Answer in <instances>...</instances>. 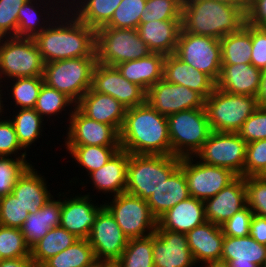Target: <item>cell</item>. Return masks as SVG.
Masks as SVG:
<instances>
[{"mask_svg": "<svg viewBox=\"0 0 266 267\" xmlns=\"http://www.w3.org/2000/svg\"><path fill=\"white\" fill-rule=\"evenodd\" d=\"M64 11L33 38L44 63L96 56V30L81 22L67 7Z\"/></svg>", "mask_w": 266, "mask_h": 267, "instance_id": "1", "label": "cell"}, {"mask_svg": "<svg viewBox=\"0 0 266 267\" xmlns=\"http://www.w3.org/2000/svg\"><path fill=\"white\" fill-rule=\"evenodd\" d=\"M120 146L130 154L171 155L167 117L146 102L127 108Z\"/></svg>", "mask_w": 266, "mask_h": 267, "instance_id": "2", "label": "cell"}, {"mask_svg": "<svg viewBox=\"0 0 266 267\" xmlns=\"http://www.w3.org/2000/svg\"><path fill=\"white\" fill-rule=\"evenodd\" d=\"M246 11L216 0H183L181 27L186 33L220 40L245 25Z\"/></svg>", "mask_w": 266, "mask_h": 267, "instance_id": "3", "label": "cell"}, {"mask_svg": "<svg viewBox=\"0 0 266 267\" xmlns=\"http://www.w3.org/2000/svg\"><path fill=\"white\" fill-rule=\"evenodd\" d=\"M181 158L174 155L130 154L126 191L147 200L179 167Z\"/></svg>", "mask_w": 266, "mask_h": 267, "instance_id": "4", "label": "cell"}, {"mask_svg": "<svg viewBox=\"0 0 266 267\" xmlns=\"http://www.w3.org/2000/svg\"><path fill=\"white\" fill-rule=\"evenodd\" d=\"M257 97L231 94L215 87L204 108L212 131L237 133L258 108Z\"/></svg>", "mask_w": 266, "mask_h": 267, "instance_id": "5", "label": "cell"}, {"mask_svg": "<svg viewBox=\"0 0 266 267\" xmlns=\"http://www.w3.org/2000/svg\"><path fill=\"white\" fill-rule=\"evenodd\" d=\"M96 63V56L44 63V83L77 103L92 86V73Z\"/></svg>", "mask_w": 266, "mask_h": 267, "instance_id": "6", "label": "cell"}, {"mask_svg": "<svg viewBox=\"0 0 266 267\" xmlns=\"http://www.w3.org/2000/svg\"><path fill=\"white\" fill-rule=\"evenodd\" d=\"M171 155L195 156L212 132L205 108L189 109L167 117Z\"/></svg>", "mask_w": 266, "mask_h": 267, "instance_id": "7", "label": "cell"}, {"mask_svg": "<svg viewBox=\"0 0 266 267\" xmlns=\"http://www.w3.org/2000/svg\"><path fill=\"white\" fill-rule=\"evenodd\" d=\"M95 52L98 63L114 67L152 53L137 29L112 27H100L96 30Z\"/></svg>", "mask_w": 266, "mask_h": 267, "instance_id": "8", "label": "cell"}, {"mask_svg": "<svg viewBox=\"0 0 266 267\" xmlns=\"http://www.w3.org/2000/svg\"><path fill=\"white\" fill-rule=\"evenodd\" d=\"M44 62L33 38H0V80L43 76ZM2 76V77H1ZM3 78V79H2Z\"/></svg>", "mask_w": 266, "mask_h": 267, "instance_id": "9", "label": "cell"}, {"mask_svg": "<svg viewBox=\"0 0 266 267\" xmlns=\"http://www.w3.org/2000/svg\"><path fill=\"white\" fill-rule=\"evenodd\" d=\"M104 203V207L112 214L128 239L155 233L157 219L151 213L146 200L124 192L113 196L110 203Z\"/></svg>", "mask_w": 266, "mask_h": 267, "instance_id": "10", "label": "cell"}, {"mask_svg": "<svg viewBox=\"0 0 266 267\" xmlns=\"http://www.w3.org/2000/svg\"><path fill=\"white\" fill-rule=\"evenodd\" d=\"M175 55L187 65L208 75L215 83L219 79L222 66L220 40L189 34L181 28Z\"/></svg>", "mask_w": 266, "mask_h": 267, "instance_id": "11", "label": "cell"}, {"mask_svg": "<svg viewBox=\"0 0 266 267\" xmlns=\"http://www.w3.org/2000/svg\"><path fill=\"white\" fill-rule=\"evenodd\" d=\"M246 145L238 133L212 131L195 158L204 164L228 168L244 177Z\"/></svg>", "mask_w": 266, "mask_h": 267, "instance_id": "12", "label": "cell"}, {"mask_svg": "<svg viewBox=\"0 0 266 267\" xmlns=\"http://www.w3.org/2000/svg\"><path fill=\"white\" fill-rule=\"evenodd\" d=\"M193 157L195 156L181 157L180 162L191 197L205 201L238 177L228 168L204 164L199 160L194 162L196 160Z\"/></svg>", "mask_w": 266, "mask_h": 267, "instance_id": "13", "label": "cell"}, {"mask_svg": "<svg viewBox=\"0 0 266 267\" xmlns=\"http://www.w3.org/2000/svg\"><path fill=\"white\" fill-rule=\"evenodd\" d=\"M87 239L96 260L110 264H115L120 259L128 242V238L105 207L97 214Z\"/></svg>", "mask_w": 266, "mask_h": 267, "instance_id": "14", "label": "cell"}, {"mask_svg": "<svg viewBox=\"0 0 266 267\" xmlns=\"http://www.w3.org/2000/svg\"><path fill=\"white\" fill-rule=\"evenodd\" d=\"M72 109L65 146L121 147L120 133L113 126L85 116L76 106Z\"/></svg>", "mask_w": 266, "mask_h": 267, "instance_id": "15", "label": "cell"}, {"mask_svg": "<svg viewBox=\"0 0 266 267\" xmlns=\"http://www.w3.org/2000/svg\"><path fill=\"white\" fill-rule=\"evenodd\" d=\"M146 103L168 117L176 112L204 108L205 98L195 90L161 79L147 90Z\"/></svg>", "mask_w": 266, "mask_h": 267, "instance_id": "16", "label": "cell"}, {"mask_svg": "<svg viewBox=\"0 0 266 267\" xmlns=\"http://www.w3.org/2000/svg\"><path fill=\"white\" fill-rule=\"evenodd\" d=\"M91 88L118 100L126 109L146 102V92L124 78L114 66L96 63Z\"/></svg>", "mask_w": 266, "mask_h": 267, "instance_id": "17", "label": "cell"}, {"mask_svg": "<svg viewBox=\"0 0 266 267\" xmlns=\"http://www.w3.org/2000/svg\"><path fill=\"white\" fill-rule=\"evenodd\" d=\"M154 267H193L196 265L187 235L165 229L153 233Z\"/></svg>", "mask_w": 266, "mask_h": 267, "instance_id": "18", "label": "cell"}, {"mask_svg": "<svg viewBox=\"0 0 266 267\" xmlns=\"http://www.w3.org/2000/svg\"><path fill=\"white\" fill-rule=\"evenodd\" d=\"M90 194L61 198L60 226L79 239H87L97 214L104 204H93ZM97 205V206H95Z\"/></svg>", "mask_w": 266, "mask_h": 267, "instance_id": "19", "label": "cell"}, {"mask_svg": "<svg viewBox=\"0 0 266 267\" xmlns=\"http://www.w3.org/2000/svg\"><path fill=\"white\" fill-rule=\"evenodd\" d=\"M206 221L221 226L247 205L245 177L238 176L214 197L204 201Z\"/></svg>", "mask_w": 266, "mask_h": 267, "instance_id": "20", "label": "cell"}, {"mask_svg": "<svg viewBox=\"0 0 266 267\" xmlns=\"http://www.w3.org/2000/svg\"><path fill=\"white\" fill-rule=\"evenodd\" d=\"M87 117L113 126L119 133L124 123L126 108L115 98L90 88L76 103Z\"/></svg>", "mask_w": 266, "mask_h": 267, "instance_id": "21", "label": "cell"}, {"mask_svg": "<svg viewBox=\"0 0 266 267\" xmlns=\"http://www.w3.org/2000/svg\"><path fill=\"white\" fill-rule=\"evenodd\" d=\"M206 222L204 201L189 197L170 208L157 220L156 229L187 234Z\"/></svg>", "mask_w": 266, "mask_h": 267, "instance_id": "22", "label": "cell"}, {"mask_svg": "<svg viewBox=\"0 0 266 267\" xmlns=\"http://www.w3.org/2000/svg\"><path fill=\"white\" fill-rule=\"evenodd\" d=\"M186 235L196 264L221 259L225 238L221 226L206 221L190 230Z\"/></svg>", "mask_w": 266, "mask_h": 267, "instance_id": "23", "label": "cell"}, {"mask_svg": "<svg viewBox=\"0 0 266 267\" xmlns=\"http://www.w3.org/2000/svg\"><path fill=\"white\" fill-rule=\"evenodd\" d=\"M163 79L172 84L183 85L208 98L216 83L205 73L196 70L180 60L175 54L166 55Z\"/></svg>", "mask_w": 266, "mask_h": 267, "instance_id": "24", "label": "cell"}, {"mask_svg": "<svg viewBox=\"0 0 266 267\" xmlns=\"http://www.w3.org/2000/svg\"><path fill=\"white\" fill-rule=\"evenodd\" d=\"M261 73L252 64L222 65L216 87L231 94L257 97Z\"/></svg>", "mask_w": 266, "mask_h": 267, "instance_id": "25", "label": "cell"}, {"mask_svg": "<svg viewBox=\"0 0 266 267\" xmlns=\"http://www.w3.org/2000/svg\"><path fill=\"white\" fill-rule=\"evenodd\" d=\"M129 153L125 150H118L101 168L94 170L89 175L94 185L93 190L105 193H113L117 196L126 191L127 167Z\"/></svg>", "mask_w": 266, "mask_h": 267, "instance_id": "26", "label": "cell"}, {"mask_svg": "<svg viewBox=\"0 0 266 267\" xmlns=\"http://www.w3.org/2000/svg\"><path fill=\"white\" fill-rule=\"evenodd\" d=\"M181 28V20H155L140 23L137 31L152 52L170 55L175 54Z\"/></svg>", "mask_w": 266, "mask_h": 267, "instance_id": "27", "label": "cell"}, {"mask_svg": "<svg viewBox=\"0 0 266 267\" xmlns=\"http://www.w3.org/2000/svg\"><path fill=\"white\" fill-rule=\"evenodd\" d=\"M165 57L162 53L152 52L146 57L126 61L115 67L124 78L147 92L151 86L163 79Z\"/></svg>", "mask_w": 266, "mask_h": 267, "instance_id": "28", "label": "cell"}, {"mask_svg": "<svg viewBox=\"0 0 266 267\" xmlns=\"http://www.w3.org/2000/svg\"><path fill=\"white\" fill-rule=\"evenodd\" d=\"M190 197L188 183L179 167L146 200L153 216L158 220L170 208Z\"/></svg>", "mask_w": 266, "mask_h": 267, "instance_id": "29", "label": "cell"}, {"mask_svg": "<svg viewBox=\"0 0 266 267\" xmlns=\"http://www.w3.org/2000/svg\"><path fill=\"white\" fill-rule=\"evenodd\" d=\"M37 172L31 165L18 179L12 190L29 214L36 213L53 196L50 190L48 191L45 177Z\"/></svg>", "mask_w": 266, "mask_h": 267, "instance_id": "30", "label": "cell"}, {"mask_svg": "<svg viewBox=\"0 0 266 267\" xmlns=\"http://www.w3.org/2000/svg\"><path fill=\"white\" fill-rule=\"evenodd\" d=\"M60 218L61 198L55 200L52 196L36 213L29 214L20 228L26 245L31 249L49 230L59 227Z\"/></svg>", "mask_w": 266, "mask_h": 267, "instance_id": "31", "label": "cell"}, {"mask_svg": "<svg viewBox=\"0 0 266 267\" xmlns=\"http://www.w3.org/2000/svg\"><path fill=\"white\" fill-rule=\"evenodd\" d=\"M43 1L46 3L47 0L46 1L45 0H42V1L38 0V3H36L37 0H27L22 5V7L19 9V13H18V16H17L18 17V27H17V31H16V37L34 38L36 35L40 34L45 28H47L49 26L48 24H51V22L53 20H55L54 17H57V16H55V14L56 15L59 14V11L62 12L66 8L65 7L66 4H64V7L62 8V6L61 7L59 6V4L57 5L55 0H54L55 5H54V2H50L51 0H48V2H50V3L47 2L46 4H44ZM51 3H52V7L48 6L49 4L51 5ZM38 4H40V5H38ZM41 4L47 10L51 9L53 13L51 11H47L44 7L41 6ZM54 6L55 7L57 6L56 9H55ZM39 7H40V9L41 8L42 9L40 10ZM48 7L50 9H48ZM58 7H59V9H57ZM54 10L56 12H58V13H56V12L54 13ZM40 11L44 15H42ZM50 13H52L51 15L53 17L52 16L49 17ZM45 14H47L48 17H49L48 18L47 15H46V18H45V20L47 19L46 21L44 20V18H42L43 16H45ZM45 22H47V23H45Z\"/></svg>", "mask_w": 266, "mask_h": 267, "instance_id": "32", "label": "cell"}, {"mask_svg": "<svg viewBox=\"0 0 266 267\" xmlns=\"http://www.w3.org/2000/svg\"><path fill=\"white\" fill-rule=\"evenodd\" d=\"M266 258V246L259 244L250 235L244 237L225 236L221 259L228 263L252 262L262 267Z\"/></svg>", "mask_w": 266, "mask_h": 267, "instance_id": "33", "label": "cell"}, {"mask_svg": "<svg viewBox=\"0 0 266 267\" xmlns=\"http://www.w3.org/2000/svg\"><path fill=\"white\" fill-rule=\"evenodd\" d=\"M121 1L122 0H71L66 7H68V9L72 8L70 12L81 22L97 30L105 26L111 20L114 11Z\"/></svg>", "mask_w": 266, "mask_h": 267, "instance_id": "34", "label": "cell"}, {"mask_svg": "<svg viewBox=\"0 0 266 267\" xmlns=\"http://www.w3.org/2000/svg\"><path fill=\"white\" fill-rule=\"evenodd\" d=\"M222 65L251 64L252 26L248 23L237 32L220 39Z\"/></svg>", "mask_w": 266, "mask_h": 267, "instance_id": "35", "label": "cell"}, {"mask_svg": "<svg viewBox=\"0 0 266 267\" xmlns=\"http://www.w3.org/2000/svg\"><path fill=\"white\" fill-rule=\"evenodd\" d=\"M78 239L61 226L52 228L30 249L31 259L36 264H43L50 257L70 247Z\"/></svg>", "mask_w": 266, "mask_h": 267, "instance_id": "36", "label": "cell"}, {"mask_svg": "<svg viewBox=\"0 0 266 267\" xmlns=\"http://www.w3.org/2000/svg\"><path fill=\"white\" fill-rule=\"evenodd\" d=\"M97 260L88 239H78L70 247L50 257L45 267H90Z\"/></svg>", "mask_w": 266, "mask_h": 267, "instance_id": "37", "label": "cell"}, {"mask_svg": "<svg viewBox=\"0 0 266 267\" xmlns=\"http://www.w3.org/2000/svg\"><path fill=\"white\" fill-rule=\"evenodd\" d=\"M153 234L128 239L120 259L115 263L116 267H154L153 259Z\"/></svg>", "mask_w": 266, "mask_h": 267, "instance_id": "38", "label": "cell"}, {"mask_svg": "<svg viewBox=\"0 0 266 267\" xmlns=\"http://www.w3.org/2000/svg\"><path fill=\"white\" fill-rule=\"evenodd\" d=\"M10 121L14 126L17 139L25 152L28 147L36 142V139L41 138L44 120L34 108L19 109Z\"/></svg>", "mask_w": 266, "mask_h": 267, "instance_id": "39", "label": "cell"}, {"mask_svg": "<svg viewBox=\"0 0 266 267\" xmlns=\"http://www.w3.org/2000/svg\"><path fill=\"white\" fill-rule=\"evenodd\" d=\"M68 153L75 159L78 166L84 168L89 175L94 170L104 166L107 161L121 147H105V146H66Z\"/></svg>", "mask_w": 266, "mask_h": 267, "instance_id": "40", "label": "cell"}, {"mask_svg": "<svg viewBox=\"0 0 266 267\" xmlns=\"http://www.w3.org/2000/svg\"><path fill=\"white\" fill-rule=\"evenodd\" d=\"M12 82L11 98H14L15 108H35L37 98L44 83L43 76L14 78Z\"/></svg>", "mask_w": 266, "mask_h": 267, "instance_id": "41", "label": "cell"}, {"mask_svg": "<svg viewBox=\"0 0 266 267\" xmlns=\"http://www.w3.org/2000/svg\"><path fill=\"white\" fill-rule=\"evenodd\" d=\"M69 106L74 108L76 103L66 94L43 83L34 109L45 119V116L50 118L54 114L56 116L62 111H66V107L68 108Z\"/></svg>", "mask_w": 266, "mask_h": 267, "instance_id": "42", "label": "cell"}, {"mask_svg": "<svg viewBox=\"0 0 266 267\" xmlns=\"http://www.w3.org/2000/svg\"><path fill=\"white\" fill-rule=\"evenodd\" d=\"M27 152L17 158L0 157V197L12 193L18 179L31 166L26 159Z\"/></svg>", "mask_w": 266, "mask_h": 267, "instance_id": "43", "label": "cell"}, {"mask_svg": "<svg viewBox=\"0 0 266 267\" xmlns=\"http://www.w3.org/2000/svg\"><path fill=\"white\" fill-rule=\"evenodd\" d=\"M147 0H122L103 27L137 29Z\"/></svg>", "mask_w": 266, "mask_h": 267, "instance_id": "44", "label": "cell"}, {"mask_svg": "<svg viewBox=\"0 0 266 267\" xmlns=\"http://www.w3.org/2000/svg\"><path fill=\"white\" fill-rule=\"evenodd\" d=\"M183 0H147L140 23L181 20Z\"/></svg>", "mask_w": 266, "mask_h": 267, "instance_id": "45", "label": "cell"}, {"mask_svg": "<svg viewBox=\"0 0 266 267\" xmlns=\"http://www.w3.org/2000/svg\"><path fill=\"white\" fill-rule=\"evenodd\" d=\"M0 253L2 259L31 257L20 228L0 225Z\"/></svg>", "mask_w": 266, "mask_h": 267, "instance_id": "46", "label": "cell"}, {"mask_svg": "<svg viewBox=\"0 0 266 267\" xmlns=\"http://www.w3.org/2000/svg\"><path fill=\"white\" fill-rule=\"evenodd\" d=\"M28 215L29 212L13 193L0 197V225L21 228Z\"/></svg>", "mask_w": 266, "mask_h": 267, "instance_id": "47", "label": "cell"}, {"mask_svg": "<svg viewBox=\"0 0 266 267\" xmlns=\"http://www.w3.org/2000/svg\"><path fill=\"white\" fill-rule=\"evenodd\" d=\"M247 206L253 214L266 217V179L245 177Z\"/></svg>", "mask_w": 266, "mask_h": 267, "instance_id": "48", "label": "cell"}, {"mask_svg": "<svg viewBox=\"0 0 266 267\" xmlns=\"http://www.w3.org/2000/svg\"><path fill=\"white\" fill-rule=\"evenodd\" d=\"M27 0H0V38L16 37L19 9Z\"/></svg>", "mask_w": 266, "mask_h": 267, "instance_id": "49", "label": "cell"}, {"mask_svg": "<svg viewBox=\"0 0 266 267\" xmlns=\"http://www.w3.org/2000/svg\"><path fill=\"white\" fill-rule=\"evenodd\" d=\"M237 133L246 143L266 139V107H258Z\"/></svg>", "mask_w": 266, "mask_h": 267, "instance_id": "50", "label": "cell"}, {"mask_svg": "<svg viewBox=\"0 0 266 267\" xmlns=\"http://www.w3.org/2000/svg\"><path fill=\"white\" fill-rule=\"evenodd\" d=\"M266 167V139L246 145L244 177L257 176Z\"/></svg>", "mask_w": 266, "mask_h": 267, "instance_id": "51", "label": "cell"}, {"mask_svg": "<svg viewBox=\"0 0 266 267\" xmlns=\"http://www.w3.org/2000/svg\"><path fill=\"white\" fill-rule=\"evenodd\" d=\"M252 218L253 211L246 205L221 225L224 236H248Z\"/></svg>", "mask_w": 266, "mask_h": 267, "instance_id": "52", "label": "cell"}, {"mask_svg": "<svg viewBox=\"0 0 266 267\" xmlns=\"http://www.w3.org/2000/svg\"><path fill=\"white\" fill-rule=\"evenodd\" d=\"M23 150L10 118L4 121L0 118V157H11Z\"/></svg>", "mask_w": 266, "mask_h": 267, "instance_id": "53", "label": "cell"}, {"mask_svg": "<svg viewBox=\"0 0 266 267\" xmlns=\"http://www.w3.org/2000/svg\"><path fill=\"white\" fill-rule=\"evenodd\" d=\"M251 64L259 70L266 69V27L252 26Z\"/></svg>", "mask_w": 266, "mask_h": 267, "instance_id": "54", "label": "cell"}, {"mask_svg": "<svg viewBox=\"0 0 266 267\" xmlns=\"http://www.w3.org/2000/svg\"><path fill=\"white\" fill-rule=\"evenodd\" d=\"M246 23L266 27V0H248Z\"/></svg>", "mask_w": 266, "mask_h": 267, "instance_id": "55", "label": "cell"}, {"mask_svg": "<svg viewBox=\"0 0 266 267\" xmlns=\"http://www.w3.org/2000/svg\"><path fill=\"white\" fill-rule=\"evenodd\" d=\"M249 235L259 244L266 246V217L253 214Z\"/></svg>", "mask_w": 266, "mask_h": 267, "instance_id": "56", "label": "cell"}, {"mask_svg": "<svg viewBox=\"0 0 266 267\" xmlns=\"http://www.w3.org/2000/svg\"><path fill=\"white\" fill-rule=\"evenodd\" d=\"M33 263L31 257L3 259L0 261V267H32Z\"/></svg>", "mask_w": 266, "mask_h": 267, "instance_id": "57", "label": "cell"}, {"mask_svg": "<svg viewBox=\"0 0 266 267\" xmlns=\"http://www.w3.org/2000/svg\"><path fill=\"white\" fill-rule=\"evenodd\" d=\"M257 102L259 107H266V69L262 70L261 73Z\"/></svg>", "mask_w": 266, "mask_h": 267, "instance_id": "58", "label": "cell"}, {"mask_svg": "<svg viewBox=\"0 0 266 267\" xmlns=\"http://www.w3.org/2000/svg\"><path fill=\"white\" fill-rule=\"evenodd\" d=\"M202 265L204 267H230L229 263L222 259L207 261L205 263H202Z\"/></svg>", "mask_w": 266, "mask_h": 267, "instance_id": "59", "label": "cell"}, {"mask_svg": "<svg viewBox=\"0 0 266 267\" xmlns=\"http://www.w3.org/2000/svg\"><path fill=\"white\" fill-rule=\"evenodd\" d=\"M216 1L227 3L232 6H238L239 8L248 7V0H216Z\"/></svg>", "mask_w": 266, "mask_h": 267, "instance_id": "60", "label": "cell"}, {"mask_svg": "<svg viewBox=\"0 0 266 267\" xmlns=\"http://www.w3.org/2000/svg\"><path fill=\"white\" fill-rule=\"evenodd\" d=\"M230 267H259L258 265L249 262V263H229Z\"/></svg>", "mask_w": 266, "mask_h": 267, "instance_id": "61", "label": "cell"}, {"mask_svg": "<svg viewBox=\"0 0 266 267\" xmlns=\"http://www.w3.org/2000/svg\"><path fill=\"white\" fill-rule=\"evenodd\" d=\"M111 264L110 263H106V262H99L97 261L96 263H94L92 266L90 267H109Z\"/></svg>", "mask_w": 266, "mask_h": 267, "instance_id": "62", "label": "cell"}, {"mask_svg": "<svg viewBox=\"0 0 266 267\" xmlns=\"http://www.w3.org/2000/svg\"><path fill=\"white\" fill-rule=\"evenodd\" d=\"M0 82H1V81H0ZM0 86L2 87L3 85L0 84ZM1 87H0V116L2 115L1 113L4 112V111H3L4 109H2V108H4V107H3V106H4V105H3V101H2V99H3L4 97L1 98V96H2V95H1V94H2V93H1V92H2Z\"/></svg>", "mask_w": 266, "mask_h": 267, "instance_id": "63", "label": "cell"}, {"mask_svg": "<svg viewBox=\"0 0 266 267\" xmlns=\"http://www.w3.org/2000/svg\"><path fill=\"white\" fill-rule=\"evenodd\" d=\"M257 176L266 179V167Z\"/></svg>", "mask_w": 266, "mask_h": 267, "instance_id": "64", "label": "cell"}, {"mask_svg": "<svg viewBox=\"0 0 266 267\" xmlns=\"http://www.w3.org/2000/svg\"><path fill=\"white\" fill-rule=\"evenodd\" d=\"M69 1H70V0H64V1H63V0H60V1L57 0L56 2H57V3H61V4H60V6H61V5H63L64 3H66V5H67V2H68V4H69ZM62 3H63V4H62Z\"/></svg>", "mask_w": 266, "mask_h": 267, "instance_id": "65", "label": "cell"}, {"mask_svg": "<svg viewBox=\"0 0 266 267\" xmlns=\"http://www.w3.org/2000/svg\"><path fill=\"white\" fill-rule=\"evenodd\" d=\"M32 267H45L43 264L33 263Z\"/></svg>", "mask_w": 266, "mask_h": 267, "instance_id": "66", "label": "cell"}, {"mask_svg": "<svg viewBox=\"0 0 266 267\" xmlns=\"http://www.w3.org/2000/svg\"><path fill=\"white\" fill-rule=\"evenodd\" d=\"M262 267H266V258H265V262H264V264H263V266Z\"/></svg>", "mask_w": 266, "mask_h": 267, "instance_id": "67", "label": "cell"}, {"mask_svg": "<svg viewBox=\"0 0 266 267\" xmlns=\"http://www.w3.org/2000/svg\"><path fill=\"white\" fill-rule=\"evenodd\" d=\"M109 267H116L115 264H111Z\"/></svg>", "mask_w": 266, "mask_h": 267, "instance_id": "68", "label": "cell"}]
</instances>
